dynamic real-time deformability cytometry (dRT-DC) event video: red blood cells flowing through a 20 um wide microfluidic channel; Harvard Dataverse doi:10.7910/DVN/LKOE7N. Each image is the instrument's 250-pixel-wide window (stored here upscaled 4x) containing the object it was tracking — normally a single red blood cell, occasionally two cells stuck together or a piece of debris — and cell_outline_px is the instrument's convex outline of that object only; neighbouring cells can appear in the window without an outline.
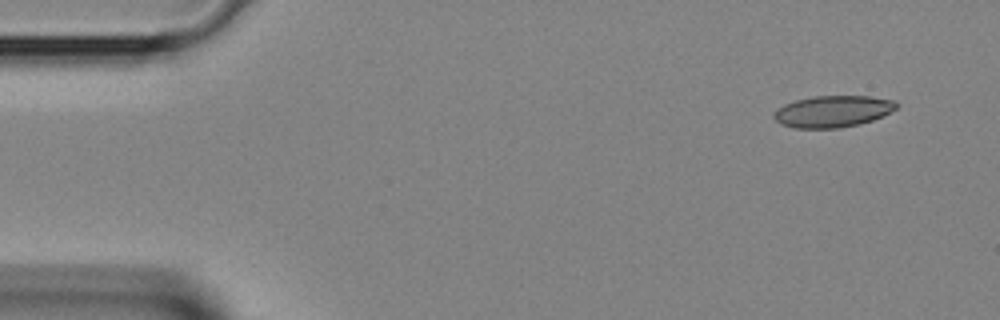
{"species": "Egyptian fruit bat (a non-hibernating species)", "species_latin": "Rousettus aegyptiacus", "temperature_condition": "room temperature", "stored_images_in_passage": 3, "camera_frame_rate_fps": 3000, "um_per_image_px": 0.085, "animal": {"sex": "female"}, "frame": {"image": 1, "passage_image": 1, "time_ms": 0.0, "image_size_px": [1000, 320], "cell_outline_px": [[900, 104], [896, 108], [872, 120], [860, 124], [840, 128], [796, 128], [780, 124], [772, 116], [784, 104], [796, 100], [812, 96], [868, 96], [892, 100]], "centroid_in_image_um": [70.77, 9.47], "position_along_channel_um": 14.2, "area_um2": 22.37}}
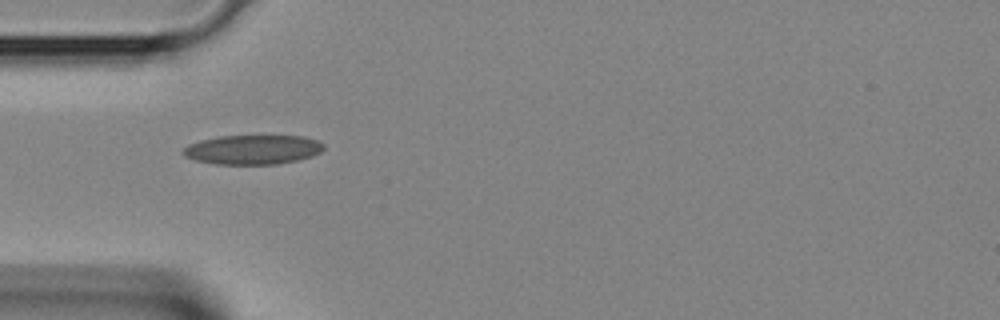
{"frame": {"image": 2, "passage_image": 3, "time_ms": 0.667, "image_size_px": [1000, 320], "cell_outline_px": [[324, 148], [320, 152], [312, 156], [296, 160], [276, 164], [216, 164], [196, 160], [184, 156], [180, 152], [188, 144], [200, 140], [220, 136], [304, 136], [316, 140], [324, 144]], "centroid_in_image_um": [21.46, 12.71], "position_along_channel_um": 63.5, "area_um2": 24.04}}